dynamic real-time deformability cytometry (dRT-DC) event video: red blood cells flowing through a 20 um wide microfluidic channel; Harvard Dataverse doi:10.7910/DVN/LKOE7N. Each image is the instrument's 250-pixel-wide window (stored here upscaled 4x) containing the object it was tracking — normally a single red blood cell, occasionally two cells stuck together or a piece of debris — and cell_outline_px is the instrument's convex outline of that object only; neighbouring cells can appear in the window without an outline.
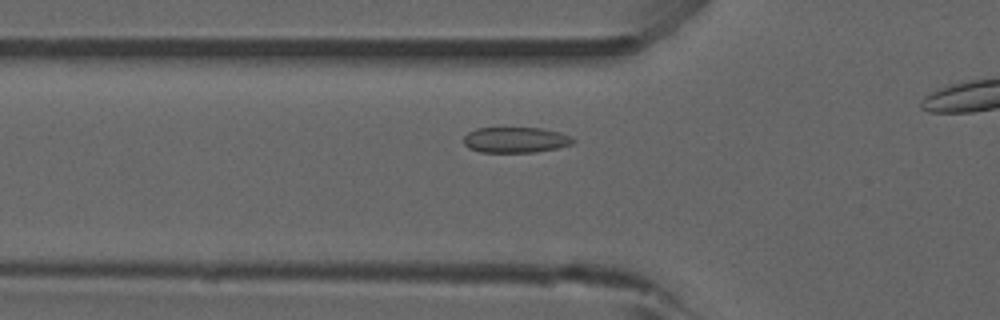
{"species": "common noctule bat (a hibernating species)", "species_latin": "Nyctalus noctula", "temperature_condition": "room temperature", "stored_images_in_passage": 36, "camera_frame_rate_fps": 3000, "um_per_image_px": 0.085, "animal": {"sex": "male", "forearm_length_mm": 52.5}, "frame": {"image": 1, "passage_image": 11, "time_ms": 3.333, "image_size_px": [1000, 320], "cell_outline_px": [[576, 140], [572, 144], [556, 148], [536, 152], [480, 152], [468, 148], [464, 144], [464, 136], [468, 132], [476, 128], [540, 128], [560, 132]], "centroid_in_image_um": [43.79, 11.89], "position_along_channel_um": 82.0, "area_um2": 16.3}}
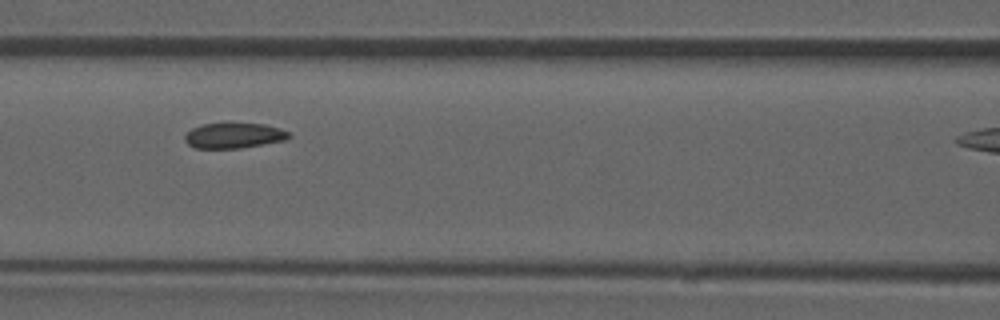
{"frame": {"image": 2, "passage_image": 16, "time_ms": 5.0, "image_size_px": [1000, 320], "cell_outline_px": [[292, 136], [284, 140], [264, 144], [240, 148], [196, 148], [188, 144], [184, 140], [184, 136], [192, 128], [200, 124], [264, 124], [280, 128], [288, 132]], "centroid_in_image_um": [19.87, 11.53], "position_along_channel_um": 146.7, "area_um2": 15.2}}